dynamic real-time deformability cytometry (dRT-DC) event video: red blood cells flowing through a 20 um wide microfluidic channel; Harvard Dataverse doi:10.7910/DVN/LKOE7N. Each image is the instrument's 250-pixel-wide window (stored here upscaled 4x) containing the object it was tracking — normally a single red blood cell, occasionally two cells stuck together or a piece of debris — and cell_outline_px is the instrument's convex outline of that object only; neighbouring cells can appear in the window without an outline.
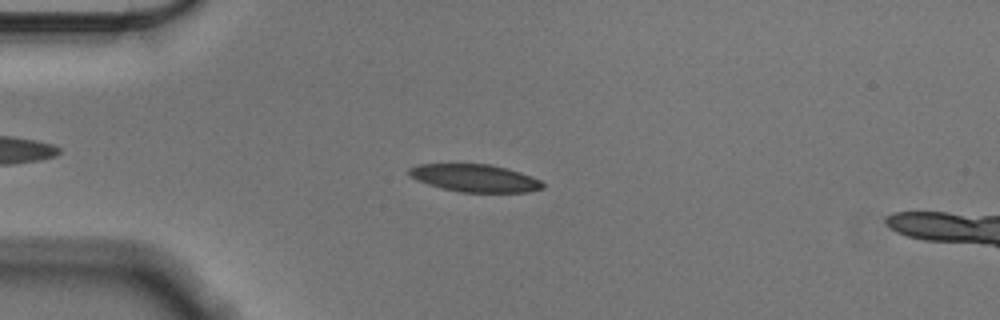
{"species": "Egyptian fruit bat (a non-hibernating species)", "species_latin": "Rousettus aegyptiacus", "temperature_condition": "cold", "stored_images_in_passage": 52, "camera_frame_rate_fps": 3000, "um_per_image_px": 0.085, "animal": {"sex": "male"}, "frame": {"image": 1, "passage_image": 10, "time_ms": 3.0, "image_size_px": [1000, 320], "cell_outline_px": [[544, 188], [528, 192], [460, 192], [428, 184], [416, 180], [408, 172], [408, 168], [416, 164], [488, 164], [508, 168], [532, 176], [540, 180], [544, 184]], "centroid_in_image_um": [40.38, 15.13], "position_along_channel_um": 44.6, "area_um2": 21.44}}
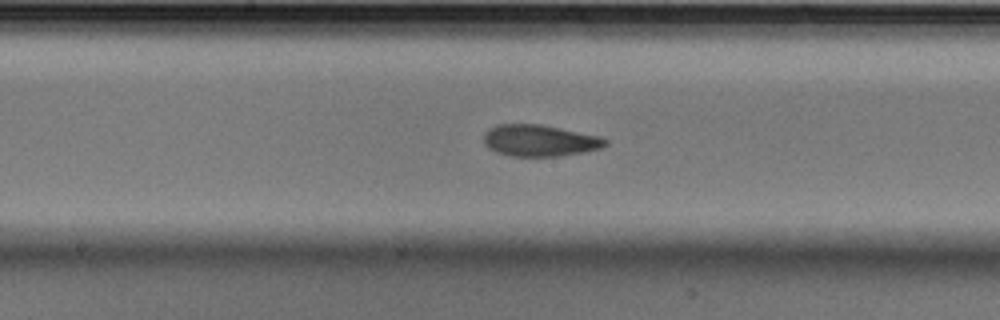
{"frame": {"image": 2, "passage_image": 25, "time_ms": 8.0, "image_size_px": [1000, 320], "cell_outline_px": [[608, 144], [600, 148], [584, 152], [560, 156], [512, 156], [496, 152], [488, 148], [484, 144], [484, 132], [488, 128], [496, 124], [540, 124], [600, 136], [608, 140]], "centroid_in_image_um": [45.85, 11.94], "position_along_channel_um": 202.4, "area_um2": 22.48}}
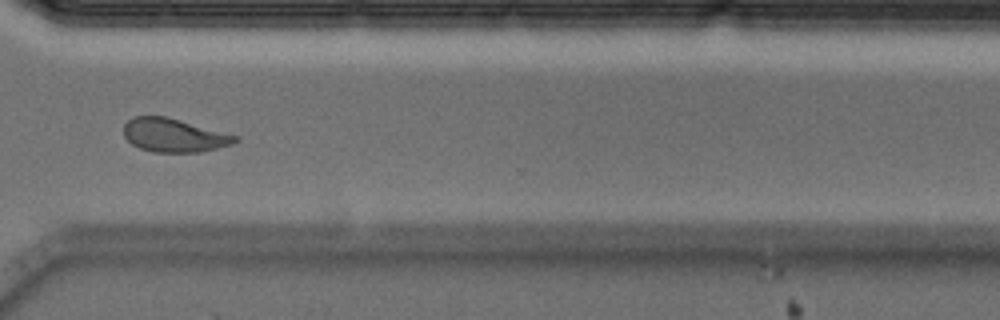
{"frame": {"image": 3, "passage_image": 38, "time_ms": 12.333, "image_size_px": [1000, 320], "cell_outline_px": [[240, 140], [232, 144], [200, 152], [152, 152], [140, 148], [132, 144], [124, 136], [124, 124], [132, 116], [168, 116], [236, 136]], "centroid_in_image_um": [14.75, 11.49], "position_along_channel_um": 355.9, "area_um2": 21.68}, "authors_computed_cell_mechanics": {"area_um2": 22.253, "velocity_mm_per_s": 3.5472, "shape_relaxation_time_tau1_ms": 4.3171, "shape_relaxation_time_tau2_ms": 1.7728, "deformation_change_tau1": 0.1305, "deformation_change_tau2": 0.0713}}